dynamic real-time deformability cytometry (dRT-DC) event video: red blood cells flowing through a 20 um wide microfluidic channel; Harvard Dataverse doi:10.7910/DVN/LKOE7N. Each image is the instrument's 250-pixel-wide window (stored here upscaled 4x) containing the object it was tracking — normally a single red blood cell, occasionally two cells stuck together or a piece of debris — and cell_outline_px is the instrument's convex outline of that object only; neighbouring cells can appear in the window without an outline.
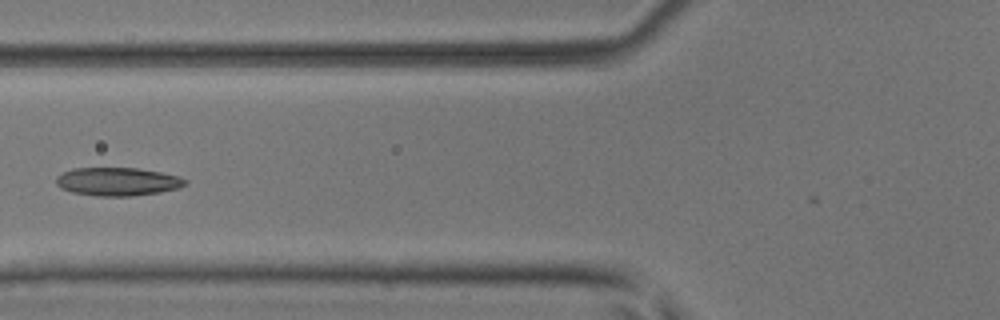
{"species": "common noctule bat (a hibernating species)", "species_latin": "Nyctalus noctula", "temperature_condition": "room temperature", "stored_images_in_passage": 6, "camera_frame_rate_fps": 3000, "um_per_image_px": 0.085, "animal": {"sex": "male", "body_mass_g": 17.9, "forearm_length_mm": 54.2}, "frame": {"image": 1, "passage_image": 6, "time_ms": 1.667, "image_size_px": [1000, 320], "cell_outline_px": [[188, 184], [180, 188], [160, 192], [132, 196], [96, 196], [72, 192], [60, 188], [56, 184], [56, 176], [72, 168], [140, 168], [180, 176], [188, 180]], "centroid_in_image_um": [10.03, 15.43], "position_along_channel_um": 115.8, "area_um2": 21.5}}